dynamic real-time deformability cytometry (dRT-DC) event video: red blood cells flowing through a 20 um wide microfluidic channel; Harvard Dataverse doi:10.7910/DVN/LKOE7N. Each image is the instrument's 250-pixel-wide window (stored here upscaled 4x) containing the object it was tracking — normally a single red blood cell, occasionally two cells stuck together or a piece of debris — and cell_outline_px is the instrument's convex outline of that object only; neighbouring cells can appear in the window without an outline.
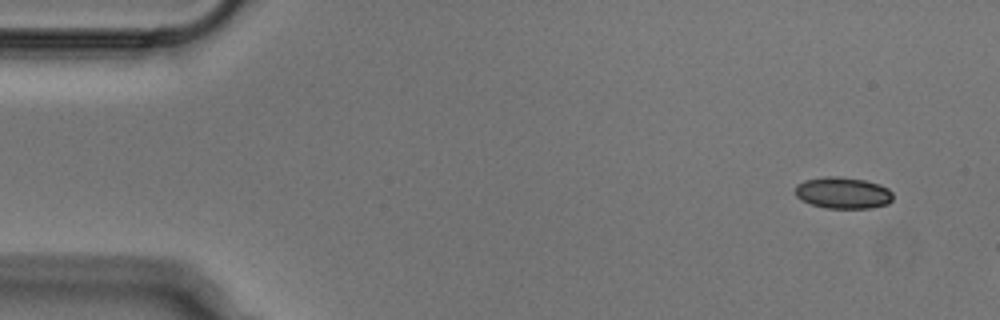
{"species": "Egyptian fruit bat (a non-hibernating species)", "species_latin": "Rousettus aegyptiacus", "temperature_condition": "cold", "stored_images_in_passage": 7, "camera_frame_rate_fps": 3000, "um_per_image_px": 0.085, "animal": {"sex": "male"}, "frame": {"image": 1, "passage_image": 1, "time_ms": 0.0, "image_size_px": [1000, 320], "cell_outline_px": [[892, 200], [888, 204], [872, 208], [824, 208], [800, 200], [796, 196], [796, 184], [804, 180], [824, 176], [840, 176], [864, 180], [880, 184], [888, 188], [892, 192]], "centroid_in_image_um": [71.65, 16.39], "position_along_channel_um": 13.4, "area_um2": 18.15}}